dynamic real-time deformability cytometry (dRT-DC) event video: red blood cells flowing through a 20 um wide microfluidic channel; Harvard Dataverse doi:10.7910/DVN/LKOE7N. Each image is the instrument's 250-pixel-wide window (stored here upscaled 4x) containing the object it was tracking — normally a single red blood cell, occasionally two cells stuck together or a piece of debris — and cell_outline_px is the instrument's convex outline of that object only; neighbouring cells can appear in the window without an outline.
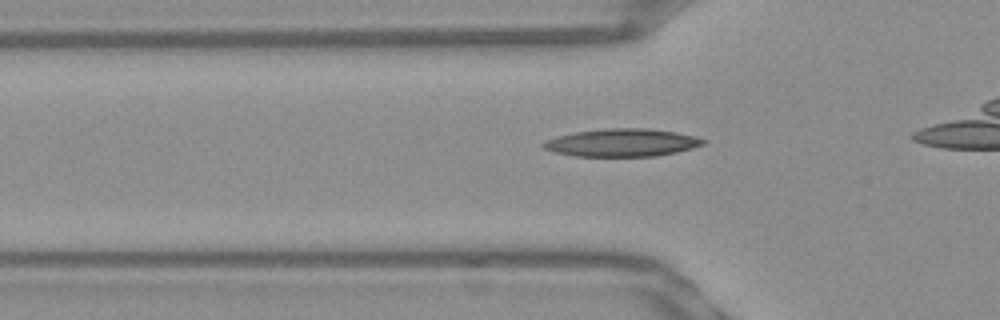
{"species": "Egyptian fruit bat (a non-hibernating species)", "species_latin": "Rousettus aegyptiacus", "temperature_condition": "warm", "stored_images_in_passage": 10, "camera_frame_rate_fps": 3000, "um_per_image_px": 0.085, "frame": {"image": 1, "passage_image": 4, "time_ms": 1.0, "image_size_px": [1000, 320], "cell_outline_px": [[708, 140], [704, 144], [692, 148], [676, 152], [656, 156], [576, 156], [556, 152], [544, 148], [540, 144], [544, 140], [576, 132], [604, 128], [648, 128], [676, 132]], "centroid_in_image_um": [52.88, 12.12], "position_along_channel_um": 72.9, "area_um2": 25.72}}
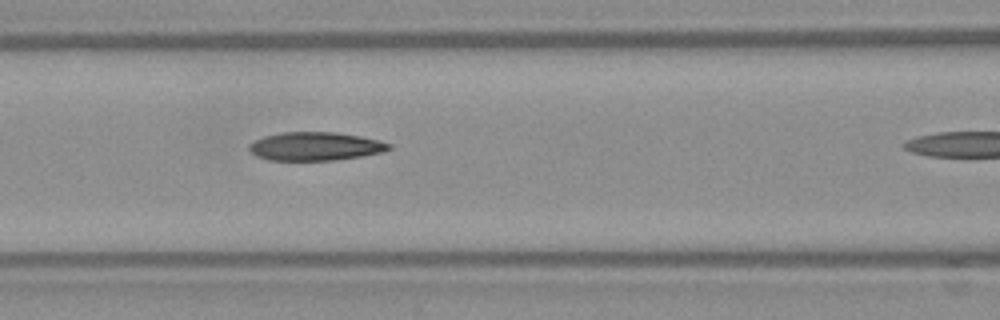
{"frame": {"image": 2, "passage_image": 9, "time_ms": 2.667, "image_size_px": [1000, 320], "cell_outline_px": [[392, 148], [384, 152], [336, 160], [268, 160], [256, 156], [248, 148], [248, 144], [264, 136], [284, 132], [336, 132], [360, 136], [380, 140], [392, 144]], "centroid_in_image_um": [26.83, 12.43], "position_along_channel_um": 139.8, "area_um2": 23.24}}